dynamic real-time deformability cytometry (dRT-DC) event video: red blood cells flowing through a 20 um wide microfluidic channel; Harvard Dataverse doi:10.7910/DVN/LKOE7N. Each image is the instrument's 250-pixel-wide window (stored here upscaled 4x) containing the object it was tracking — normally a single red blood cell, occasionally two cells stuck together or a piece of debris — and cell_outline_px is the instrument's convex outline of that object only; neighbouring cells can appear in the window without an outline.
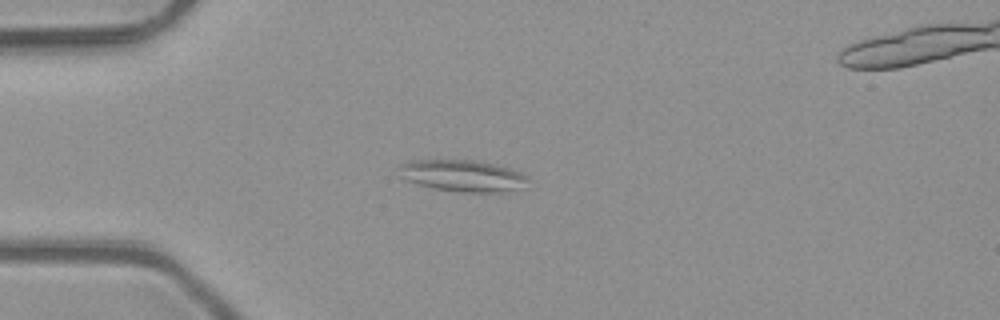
{"species": "common noctule bat (a hibernating species)", "species_latin": "Nyctalus noctula", "temperature_condition": "room temperature", "stored_images_in_passage": 46, "camera_frame_rate_fps": 3000, "um_per_image_px": 0.085, "animal": {"sex": "male", "body_mass_g": 23.1, "forearm_length_mm": 52.7}, "frame": {"image": 1, "passage_image": 8, "time_ms": 2.333, "image_size_px": [1000, 320], "cell_outline_px": [[528, 180], [516, 188], [504, 192], [460, 192], [432, 188], [416, 184], [400, 176], [400, 164], [408, 160], [476, 160], [508, 168], [520, 172], [528, 176]], "centroid_in_image_um": [39.26, 14.93], "position_along_channel_um": 45.7, "area_um2": 23.52}}
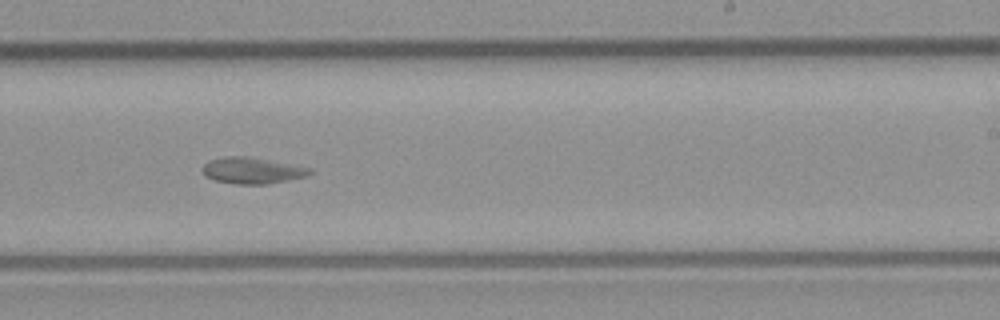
{"frame": {"image": 2, "passage_image": 26, "time_ms": 8.333, "image_size_px": [1000, 320], "cell_outline_px": [[312, 172], [304, 176], [288, 180], [268, 184], [236, 184], [216, 180], [204, 176], [200, 168], [208, 160], [224, 156], [248, 156], [312, 168]], "centroid_in_image_um": [21.37, 14.48], "position_along_channel_um": 267.6, "area_um2": 16.47}}
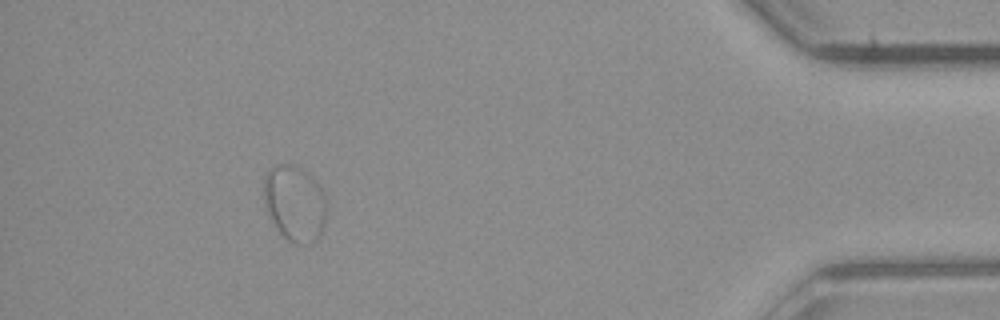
{"frame": {"image": 3, "passage_image": 41, "time_ms": 13.333, "image_size_px": [1000, 320], "cell_outline_px": [[328, 216], [324, 228], [320, 236], [312, 244], [292, 244], [284, 240], [268, 216], [264, 204], [264, 176], [276, 164], [292, 164], [300, 168], [312, 176], [316, 180], [328, 204]], "centroid_in_image_um": [25.08, 17.34], "position_along_channel_um": 410.1, "area_um2": 28.67}, "authors_computed_cell_mechanics": {"area_um2": 18.0336, "velocity_mm_per_s": 4.0328, "shape_relaxation_time_tau1_ms": null, "shape_relaxation_time_tau2_ms": 6.1218, "deformation_change_tau1": null, "deformation_change_tau2": 0.0965}}